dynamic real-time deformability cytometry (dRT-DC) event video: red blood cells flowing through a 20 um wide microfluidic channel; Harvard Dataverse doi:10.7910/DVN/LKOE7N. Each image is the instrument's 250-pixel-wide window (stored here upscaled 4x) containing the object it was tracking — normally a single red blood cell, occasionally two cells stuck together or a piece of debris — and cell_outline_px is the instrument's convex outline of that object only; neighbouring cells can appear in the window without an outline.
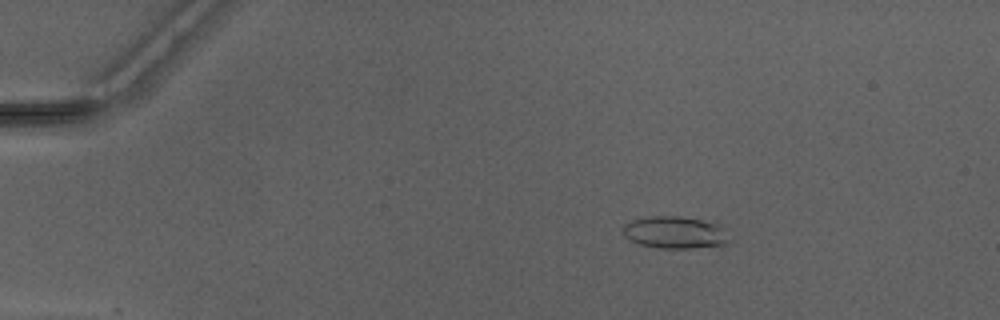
{"species": "Egyptian fruit bat (a non-hibernating species)", "species_latin": "Rousettus aegyptiacus", "temperature_condition": "warm", "stored_images_in_passage": 50, "camera_frame_rate_fps": 3000, "um_per_image_px": 0.085, "animal": {"sex": "male"}, "frame": {"image": 1, "passage_image": 9, "time_ms": 2.667, "image_size_px": [1000, 320], "cell_outline_px": [[728, 240], [720, 248], [660, 248], [640, 244], [628, 240], [624, 236], [620, 228], [624, 224], [632, 220], [648, 216], [680, 216], [724, 224], [728, 228]], "centroid_in_image_um": [57.43, 19.76], "position_along_channel_um": 27.6, "area_um2": 20.75}}
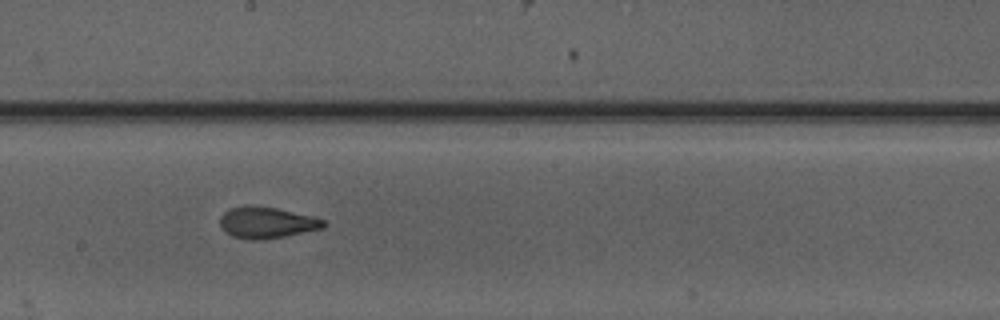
{"frame": {"image": 2, "passage_image": 29, "time_ms": 9.333, "image_size_px": [1000, 320], "cell_outline_px": [[328, 224], [324, 228], [284, 236], [260, 240], [248, 240], [232, 236], [224, 232], [220, 224], [220, 216], [224, 212], [232, 208], [244, 204], [252, 204], [276, 208], [312, 216], [324, 220]], "centroid_in_image_um": [22.65, 18.91], "position_along_channel_um": 225.6, "area_um2": 19.13}}
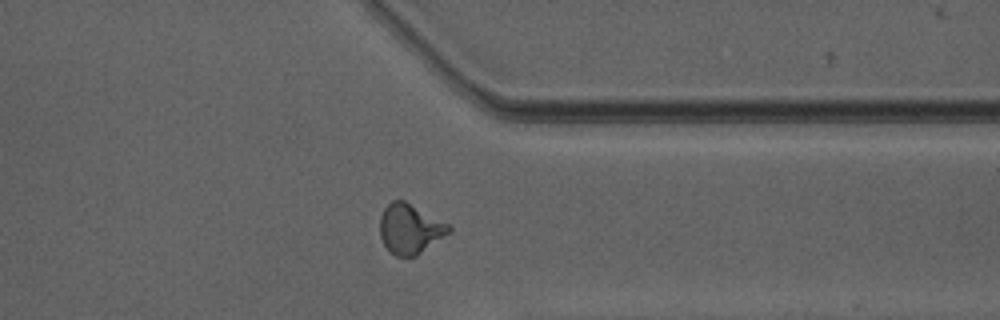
{"frame": {"image": 3, "passage_image": 40, "time_ms": 13.0, "image_size_px": [1000, 320], "cell_outline_px": [[452, 232], [416, 256], [396, 256], [388, 252], [380, 236], [380, 216], [384, 208], [392, 200], [404, 200], [448, 224], [452, 228]], "centroid_in_image_um": [34.84, 19.47], "position_along_channel_um": 376.6, "area_um2": 20.06}, "authors_computed_cell_mechanics": {"area_um2": 19.1029, "velocity_mm_per_s": 4.1787, "shape_relaxation_time_tau1_ms": 6.0014, "shape_relaxation_time_tau2_ms": 1.2572, "deformation_change_tau1": 0.1935, "deformation_change_tau2": 0.0864}}